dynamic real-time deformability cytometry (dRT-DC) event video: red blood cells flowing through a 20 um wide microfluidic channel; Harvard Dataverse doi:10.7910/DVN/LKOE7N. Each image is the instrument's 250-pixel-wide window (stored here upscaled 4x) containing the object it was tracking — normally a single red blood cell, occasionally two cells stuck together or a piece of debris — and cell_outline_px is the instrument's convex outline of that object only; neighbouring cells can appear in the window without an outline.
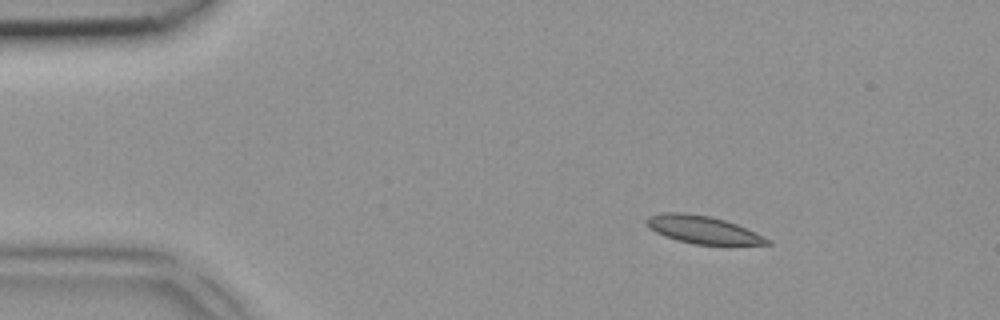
{"species": "common noctule bat (a hibernating species)", "species_latin": "Nyctalus noctula", "temperature_condition": "room temperature", "stored_images_in_passage": 4, "camera_frame_rate_fps": 3000, "um_per_image_px": 0.085, "animal": {"sex": "female", "body_mass_g": 18.4}, "frame": {"image": 1, "passage_image": 1, "time_ms": 0.0, "image_size_px": [1000, 320], "cell_outline_px": [[772, 244], [692, 244], [676, 240], [664, 236], [648, 228], [644, 220], [648, 216], [664, 212], [684, 212], [708, 216], [724, 220], [736, 224], [756, 232], [772, 240]], "centroid_in_image_um": [59.7, 19.52], "position_along_channel_um": 25.3, "area_um2": 19.48}}
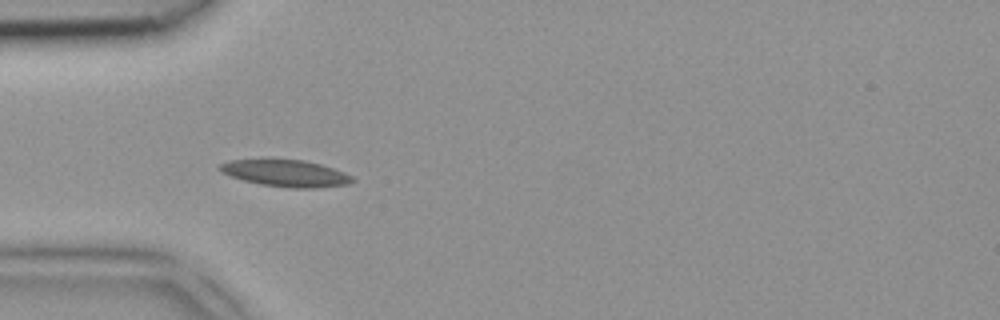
{"frame": {"image": 2, "passage_image": 3, "time_ms": 0.667, "image_size_px": [1000, 320], "cell_outline_px": [[356, 180], [348, 184], [316, 188], [288, 188], [260, 184], [244, 180], [232, 176], [216, 168], [220, 164], [228, 160], [304, 160], [320, 164], [344, 172], [352, 176]], "centroid_in_image_um": [24.32, 14.74], "position_along_channel_um": 60.7, "area_um2": 20.46}}